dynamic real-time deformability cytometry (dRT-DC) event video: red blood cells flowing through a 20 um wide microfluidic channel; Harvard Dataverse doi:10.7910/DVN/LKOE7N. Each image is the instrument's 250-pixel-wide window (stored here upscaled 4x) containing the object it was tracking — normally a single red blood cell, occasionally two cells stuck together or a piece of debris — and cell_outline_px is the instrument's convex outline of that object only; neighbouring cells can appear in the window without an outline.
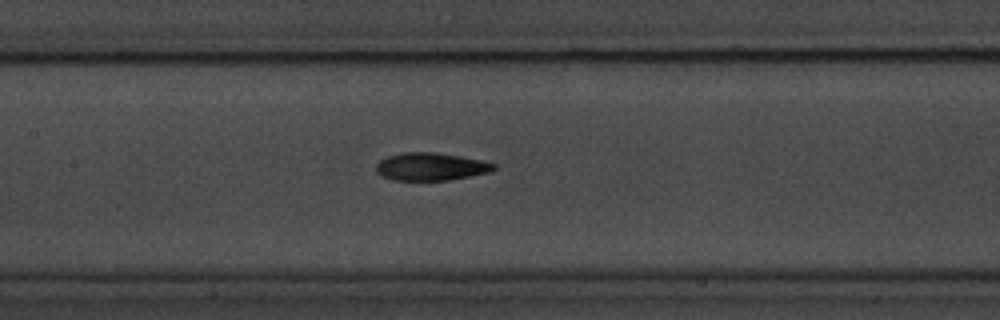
{"species": "common noctule bat (a hibernating species)", "species_latin": "Nyctalus noctula", "temperature_condition": "room temperature", "stored_images_in_passage": 8, "camera_frame_rate_fps": 3000, "um_per_image_px": 0.085, "animal": {"sex": "male", "body_mass_g": 20.1, "forearm_length_mm": 53.5}, "frame": {"image": 1, "passage_image": 8, "time_ms": 9.0, "image_size_px": [1000, 320], "cell_outline_px": [[496, 168], [488, 172], [448, 180], [396, 180], [380, 176], [376, 172], [376, 164], [380, 160], [388, 156], [404, 152], [436, 152], [460, 156], [480, 160], [496, 164]], "centroid_in_image_um": [36.58, 14.16], "position_along_channel_um": 170.8, "area_um2": 18.9}}